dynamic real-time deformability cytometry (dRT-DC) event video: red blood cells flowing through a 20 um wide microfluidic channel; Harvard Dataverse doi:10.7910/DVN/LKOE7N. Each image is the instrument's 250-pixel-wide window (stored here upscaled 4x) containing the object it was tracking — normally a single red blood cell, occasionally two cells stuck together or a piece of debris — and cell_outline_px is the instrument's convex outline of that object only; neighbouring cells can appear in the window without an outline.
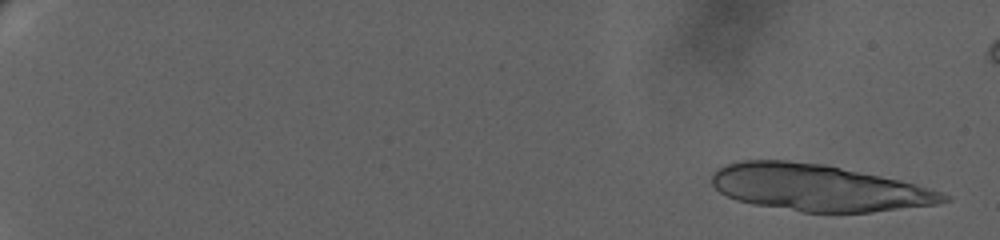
{"species": "human", "species_latin": "Homo sapiens", "temperature_condition": "warm", "stored_images_in_passage": 32, "camera_frame_rate_fps": 3000, "um_per_image_px": 0.085, "donor": {"sex": "female"}, "frame": {"image": 1, "passage_image": 4, "time_ms": 0.667, "image_size_px": [1000, 240], "cell_outline_px": [[952, 200], [936, 204], [872, 212], [800, 212], [752, 204], [736, 200], [720, 192], [712, 184], [712, 172], [716, 168], [724, 164], [740, 160], [788, 160], [824, 164], [900, 180], [944, 192], [952, 196]], "centroid_in_image_um": [69.55, 15.95], "position_along_channel_um": 15.4, "area_um2": 63.18}}